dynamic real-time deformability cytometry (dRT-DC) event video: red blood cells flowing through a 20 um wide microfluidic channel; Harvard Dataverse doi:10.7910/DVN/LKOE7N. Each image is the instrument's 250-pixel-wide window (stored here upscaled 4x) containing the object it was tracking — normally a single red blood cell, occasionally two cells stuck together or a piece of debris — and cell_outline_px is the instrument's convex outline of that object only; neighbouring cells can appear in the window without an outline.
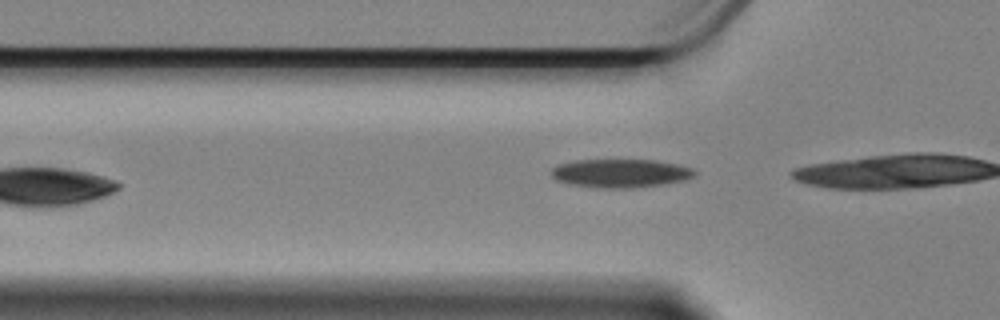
{"species": "Egyptian fruit bat (a non-hibernating species)", "species_latin": "Rousettus aegyptiacus", "temperature_condition": "cold", "stored_images_in_passage": 7, "camera_frame_rate_fps": 3000, "um_per_image_px": 0.085, "animal": {"sex": "female"}, "frame": {"image": 1, "passage_image": 5, "time_ms": 1.333, "image_size_px": [1000, 320], "cell_outline_px": [[696, 176], [684, 180], [660, 184], [632, 188], [596, 188], [568, 184], [556, 180], [552, 176], [552, 168], [556, 164], [576, 160], [656, 160], [680, 164], [692, 168], [696, 172]], "centroid_in_image_um": [52.73, 14.72], "position_along_channel_um": 73.1, "area_um2": 23.99}}